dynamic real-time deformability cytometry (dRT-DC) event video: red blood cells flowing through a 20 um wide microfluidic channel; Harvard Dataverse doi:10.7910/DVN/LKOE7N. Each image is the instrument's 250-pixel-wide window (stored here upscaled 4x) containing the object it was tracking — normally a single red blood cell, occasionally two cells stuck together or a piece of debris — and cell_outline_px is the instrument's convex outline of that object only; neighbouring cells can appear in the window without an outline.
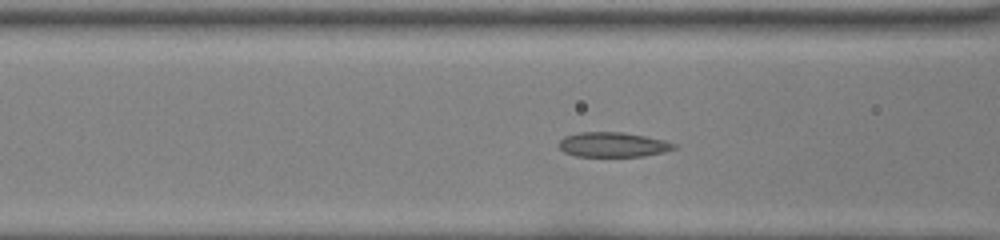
{"species": "common noctule bat (a hibernating species)", "species_latin": "Nyctalus noctula", "temperature_condition": "room temperature", "stored_images_in_passage": 43, "camera_frame_rate_fps": 3000, "um_per_image_px": 0.085, "animal": {"sex": "female", "body_mass_g": 22.0, "forearm_length_mm": 56.7}, "frame": {"image": 1, "passage_image": 14, "time_ms": 4.333, "image_size_px": [1000, 240], "cell_outline_px": [[676, 148], [664, 152], [644, 156], [576, 156], [564, 152], [556, 144], [564, 136], [576, 132], [624, 132], [664, 140], [676, 144]], "centroid_in_image_um": [52.06, 12.29], "position_along_channel_um": 114.5, "area_um2": 16.7}}
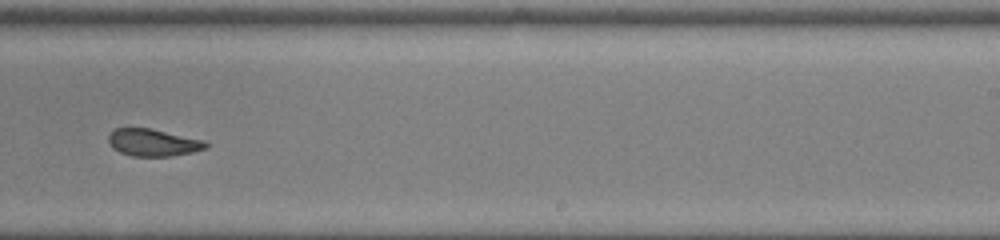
{"frame": {"image": 2, "passage_image": 26, "time_ms": 8.333, "image_size_px": [1000, 240], "cell_outline_px": [[208, 148], [192, 152], [172, 156], [132, 156], [120, 152], [112, 148], [108, 140], [108, 136], [116, 128], [148, 128], [204, 140], [208, 144]], "centroid_in_image_um": [13.01, 12.12], "position_along_channel_um": 276.0, "area_um2": 15.32}}
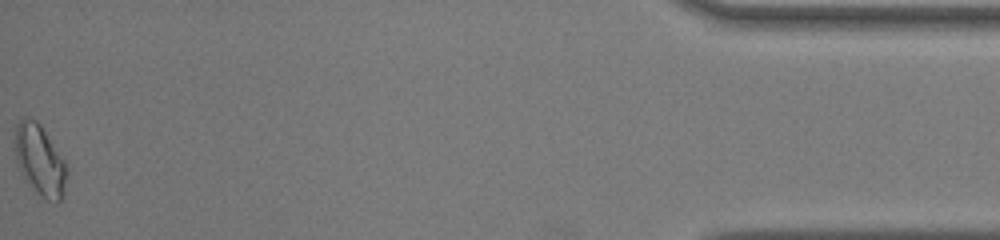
{"frame": {"image": 3, "passage_image": 43, "time_ms": 14.0, "image_size_px": [1000, 240], "cell_outline_px": [[68, 172], [64, 192], [60, 200], [56, 204], [48, 200], [28, 184], [24, 180], [12, 148], [12, 140], [16, 124], [24, 116], [36, 120], [40, 124], [64, 160]], "centroid_in_image_um": [3.34, 13.58], "position_along_channel_um": 431.9, "area_um2": 21.73}, "authors_computed_cell_mechanics": {"area_um2": 16.7042, "velocity_mm_per_s": 4.0527, "shape_relaxation_time_tau1_ms": null, "shape_relaxation_time_tau2_ms": 1.5294, "deformation_change_tau1": null, "deformation_change_tau2": 0.0696}}